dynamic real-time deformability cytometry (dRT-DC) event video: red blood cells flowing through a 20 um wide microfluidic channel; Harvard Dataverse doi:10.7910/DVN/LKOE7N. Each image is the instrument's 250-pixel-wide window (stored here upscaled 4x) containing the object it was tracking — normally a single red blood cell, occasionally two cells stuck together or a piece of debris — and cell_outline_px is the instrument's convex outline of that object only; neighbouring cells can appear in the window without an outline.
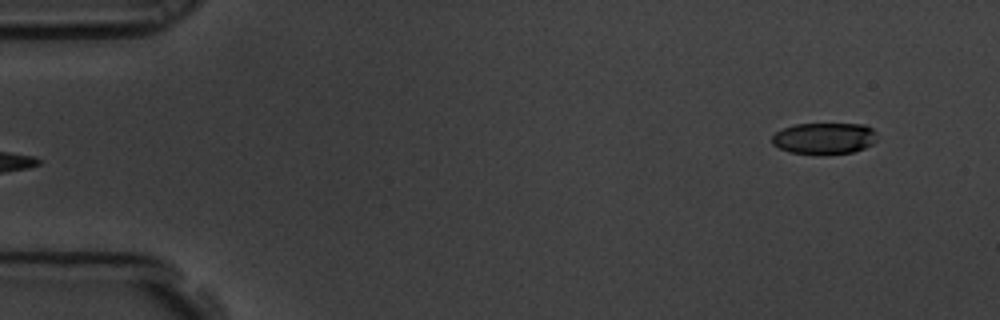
{"species": "common noctule bat (a hibernating species)", "species_latin": "Nyctalus noctula", "temperature_condition": "room temperature", "stored_images_in_passage": 6, "segment_of_instrument_passage": [2, 2], "camera_frame_rate_fps": 3000, "um_per_image_px": 0.085, "animal": {"sex": "male", "body_mass_g": 19.5, "forearm_length_mm": 54.6}, "frame": {"image": 1, "passage_image": 6, "time_ms": 1.667, "image_size_px": [1000, 320], "cell_outline_px": [[876, 140], [872, 144], [864, 148], [852, 152], [820, 156], [788, 152], [772, 144], [772, 136], [776, 132], [784, 128], [796, 124], [864, 124], [872, 128], [876, 132]], "centroid_in_image_um": [70.06, 11.78], "position_along_channel_um": 14.9, "area_um2": 19.59}}